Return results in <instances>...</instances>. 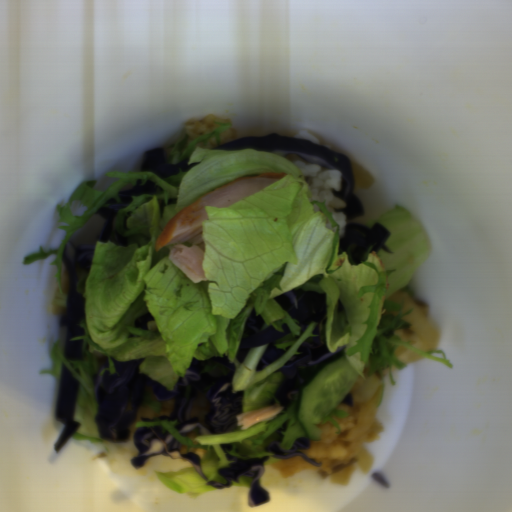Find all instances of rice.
Listing matches in <instances>:
<instances>
[{"label": "rice", "mask_w": 512, "mask_h": 512, "mask_svg": "<svg viewBox=\"0 0 512 512\" xmlns=\"http://www.w3.org/2000/svg\"><path fill=\"white\" fill-rule=\"evenodd\" d=\"M388 299L393 302H402V314L408 309L412 311L401 319L411 324L407 330L397 331L396 336L403 342L409 341L410 346L420 352L436 350L441 339L442 331L429 315L427 304H419L411 295L406 292L397 291Z\"/></svg>", "instance_id": "023b6e5f"}, {"label": "rice", "mask_w": 512, "mask_h": 512, "mask_svg": "<svg viewBox=\"0 0 512 512\" xmlns=\"http://www.w3.org/2000/svg\"><path fill=\"white\" fill-rule=\"evenodd\" d=\"M380 372L370 377L360 376L350 388L353 406L339 403L337 410L345 411V418L331 417L340 428L331 422L316 424L320 431L319 440L308 438V449L298 450L307 457L314 459L320 466L311 465L301 456L287 459L278 458L271 467L276 469L283 479H289L303 470H324L335 485L346 486L359 465L362 472L367 473L373 468L374 459L368 451V443L382 440L386 426L376 417L380 395ZM348 392V393H349Z\"/></svg>", "instance_id": "652b925c"}, {"label": "rice", "mask_w": 512, "mask_h": 512, "mask_svg": "<svg viewBox=\"0 0 512 512\" xmlns=\"http://www.w3.org/2000/svg\"><path fill=\"white\" fill-rule=\"evenodd\" d=\"M395 356L398 358L399 361H401L404 365L411 364L413 362L425 359L426 357L418 354L417 352L397 346L395 349Z\"/></svg>", "instance_id": "8eca5e8b"}]
</instances>
